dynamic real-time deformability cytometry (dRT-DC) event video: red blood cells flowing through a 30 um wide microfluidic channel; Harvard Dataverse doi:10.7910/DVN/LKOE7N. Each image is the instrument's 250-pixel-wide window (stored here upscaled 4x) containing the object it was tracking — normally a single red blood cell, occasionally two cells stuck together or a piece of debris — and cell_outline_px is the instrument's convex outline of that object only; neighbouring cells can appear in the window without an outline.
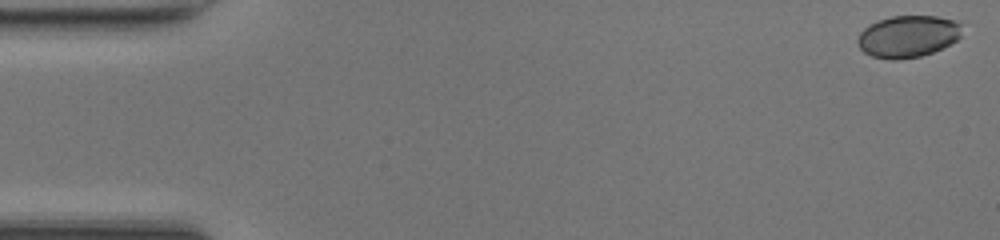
{"species": "common noctule bat (a hibernating species)", "species_latin": "Nyctalus noctula", "temperature_condition": "room temperature", "stored_images_in_passage": 49, "camera_frame_rate_fps": 3000, "um_per_image_px": 0.085, "animal": {"sex": "female", "body_mass_g": 17.0, "forearm_length_mm": 48.0}, "frame": {"image": 1, "passage_image": 1, "time_ms": 0.0, "image_size_px": [1000, 240], "cell_outline_px": [[960, 36], [956, 40], [932, 52], [920, 56], [892, 60], [872, 56], [864, 52], [856, 44], [856, 40], [860, 32], [868, 24], [876, 20], [892, 16], [936, 16], [956, 20], [960, 24]], "centroid_in_image_um": [77.11, 3.08], "position_along_channel_um": 7.9, "area_um2": 25.43}}
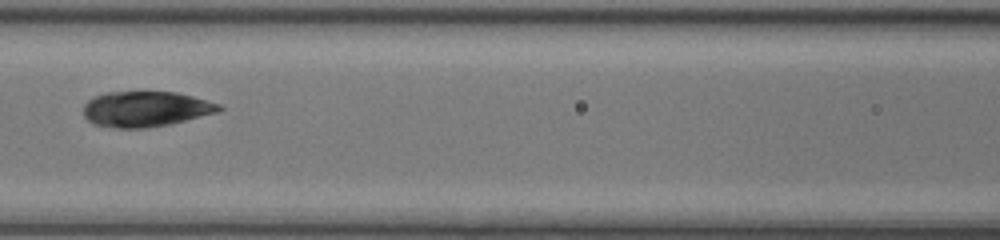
{"frame": {"image": 2, "passage_image": 22, "time_ms": 7.0, "image_size_px": [1000, 240], "cell_outline_px": [[224, 108], [216, 112], [168, 124], [144, 128], [116, 128], [96, 124], [88, 120], [84, 116], [84, 104], [92, 96], [104, 92], [176, 92], [192, 96], [220, 104]], "centroid_in_image_um": [12.34, 9.25], "position_along_channel_um": 154.3, "area_um2": 27.74}}
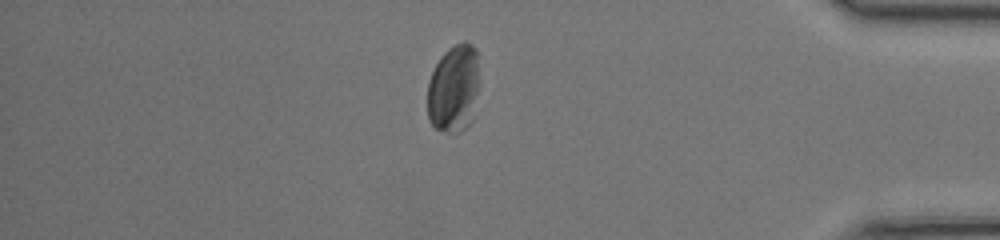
{"frame": {"image": 3, "passage_image": 42, "time_ms": 13.667, "image_size_px": [1000, 240], "cell_outline_px": [[480, 80], [472, 120], [460, 132], [448, 132], [436, 128], [428, 120], [428, 80], [440, 56], [448, 48], [464, 40], [472, 44], [476, 48]], "centroid_in_image_um": [38.59, 7.49], "position_along_channel_um": 396.6, "area_um2": 26.99}, "authors_computed_cell_mechanics": {"area_um2": 27.166, "velocity_mm_per_s": 4.1736, "shape_relaxation_time_tau1_ms": 2.0739, "shape_relaxation_time_tau2_ms": 1.7747, "deformation_change_tau1": 0.0607, "deformation_change_tau2": 0.08}}